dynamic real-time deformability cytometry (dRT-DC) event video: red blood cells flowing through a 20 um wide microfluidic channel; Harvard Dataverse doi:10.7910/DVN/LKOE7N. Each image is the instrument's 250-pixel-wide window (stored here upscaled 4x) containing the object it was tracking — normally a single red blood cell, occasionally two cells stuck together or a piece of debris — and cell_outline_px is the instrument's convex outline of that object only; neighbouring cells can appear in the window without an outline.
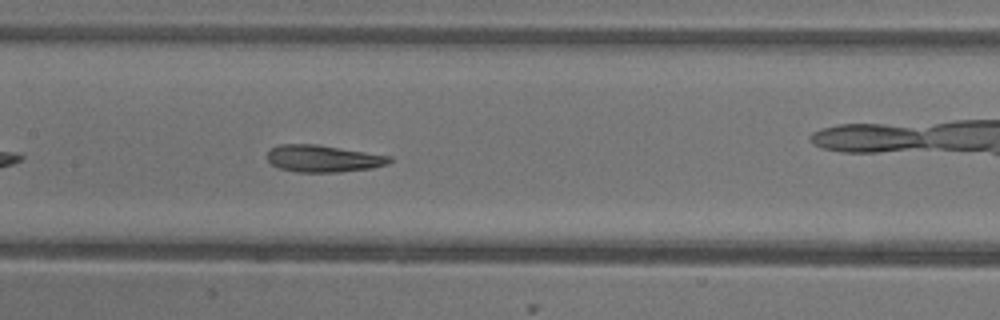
{"species": "common noctule bat (a hibernating species)", "species_latin": "Nyctalus noctula", "temperature_condition": "warm", "stored_images_in_passage": 38, "camera_frame_rate_fps": 3000, "um_per_image_px": 0.085, "animal": {"sex": "female"}, "frame": {"image": 1, "passage_image": 12, "time_ms": 3.667, "image_size_px": [1000, 320], "cell_outline_px": [[392, 160], [388, 164], [372, 168], [340, 172], [296, 172], [280, 168], [272, 164], [268, 160], [268, 148], [280, 144], [320, 144], [392, 156]], "centroid_in_image_um": [27.49, 13.47], "position_along_channel_um": 179.9, "area_um2": 19.48}, "authors_computed_cell_mechanics": {"area_um2": 20.0566, "velocity_mm_per_s": 3.883, "shape_relaxation_time_tau1_ms": 8.1368, "shape_relaxation_time_tau2_ms": 2.9463, "deformation_change_tau1": 0.2219, "deformation_change_tau2": 0.1143}}